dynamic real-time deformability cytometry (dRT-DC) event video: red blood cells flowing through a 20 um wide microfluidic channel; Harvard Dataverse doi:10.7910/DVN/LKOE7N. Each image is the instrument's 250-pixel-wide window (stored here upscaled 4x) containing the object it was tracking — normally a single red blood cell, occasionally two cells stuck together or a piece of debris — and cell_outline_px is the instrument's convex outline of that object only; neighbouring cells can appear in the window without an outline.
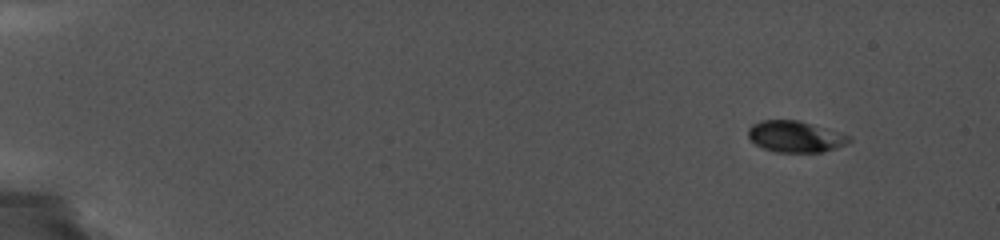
{"species": "common noctule bat (a hibernating species)", "species_latin": "Nyctalus noctula", "temperature_condition": "cold", "stored_images_in_passage": 64, "camera_frame_rate_fps": 5000, "um_per_image_px": 0.085, "animal": {"sex": "female", "body_mass_g": 19.0, "forearm_length_mm": 56.7}, "frame": {"image": 1, "passage_image": 1, "time_ms": 0.0, "image_size_px": [1000, 240], "cell_outline_px": [[852, 140], [836, 148], [820, 152], [776, 152], [764, 148], [756, 144], [748, 136], [748, 128], [752, 124], [760, 120], [800, 120], [840, 132], [852, 136]], "centroid_in_image_um": [67.61, 11.6], "position_along_channel_um": 17.4, "area_um2": 18.44}}
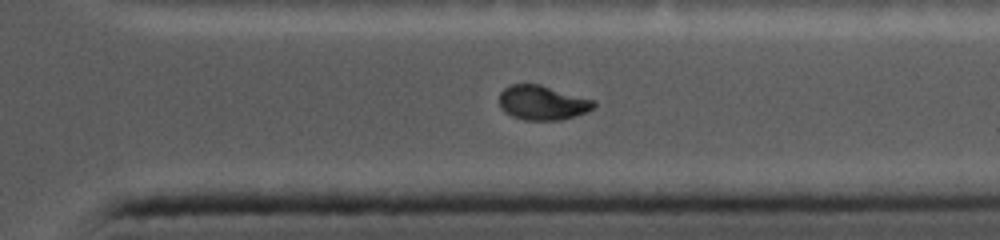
{"frame": {"image": 2, "passage_image": 54, "time_ms": 13.2, "image_size_px": [1000, 240], "cell_outline_px": [[596, 104], [592, 108], [584, 112], [560, 120], [524, 120], [512, 116], [504, 112], [500, 104], [500, 92], [504, 88], [512, 84], [540, 84], [596, 100]], "centroid_in_image_um": [46.09, 8.72], "position_along_channel_um": 365.3, "area_um2": 18.9}}
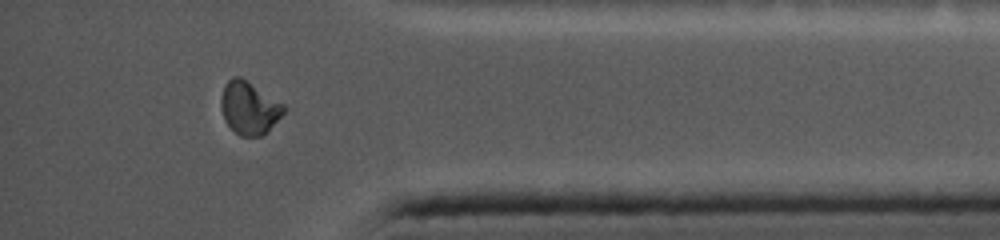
{"frame": {"image": 3, "passage_image": 59, "time_ms": 14.6, "image_size_px": [1000, 240], "cell_outline_px": [[288, 108], [268, 132], [260, 136], [240, 136], [224, 120], [220, 108], [220, 100], [224, 84], [232, 76], [240, 76], [248, 80], [284, 104]], "centroid_in_image_um": [21.19, 9.15], "position_along_channel_um": 414.0, "area_um2": 19.65}}